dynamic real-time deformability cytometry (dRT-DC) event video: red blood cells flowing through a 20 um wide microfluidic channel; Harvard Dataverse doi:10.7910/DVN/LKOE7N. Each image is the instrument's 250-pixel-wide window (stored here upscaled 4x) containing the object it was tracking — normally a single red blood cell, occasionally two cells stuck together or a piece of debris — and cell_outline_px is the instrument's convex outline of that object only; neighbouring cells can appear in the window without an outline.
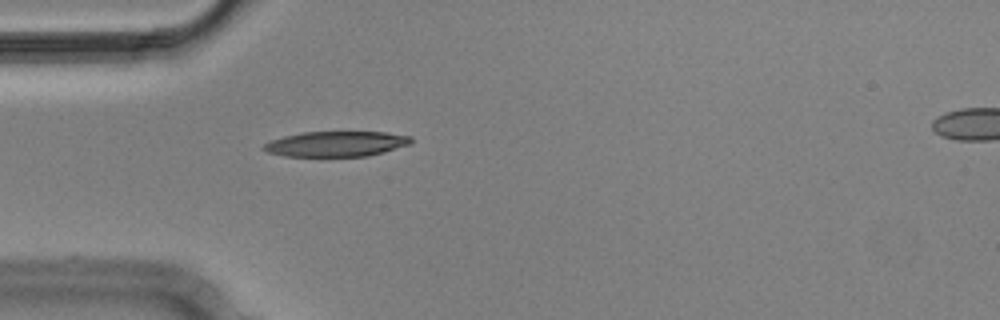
{"species": "Egyptian fruit bat (a non-hibernating species)", "species_latin": "Rousettus aegyptiacus", "temperature_condition": "cold", "stored_images_in_passage": 4, "segment_of_instrument_passage": [1, 2], "camera_frame_rate_fps": 3000, "um_per_image_px": 0.085, "animal": {"sex": "male"}, "frame": {"image": 1, "passage_image": 3, "time_ms": 0.667, "image_size_px": [1000, 320], "cell_outline_px": [[412, 140], [408, 144], [384, 152], [368, 156], [284, 156], [268, 152], [260, 148], [264, 144], [272, 140], [284, 136], [300, 132], [384, 132], [412, 136]], "centroid_in_image_um": [28.55, 12.23], "position_along_channel_um": 56.4, "area_um2": 21.62}}